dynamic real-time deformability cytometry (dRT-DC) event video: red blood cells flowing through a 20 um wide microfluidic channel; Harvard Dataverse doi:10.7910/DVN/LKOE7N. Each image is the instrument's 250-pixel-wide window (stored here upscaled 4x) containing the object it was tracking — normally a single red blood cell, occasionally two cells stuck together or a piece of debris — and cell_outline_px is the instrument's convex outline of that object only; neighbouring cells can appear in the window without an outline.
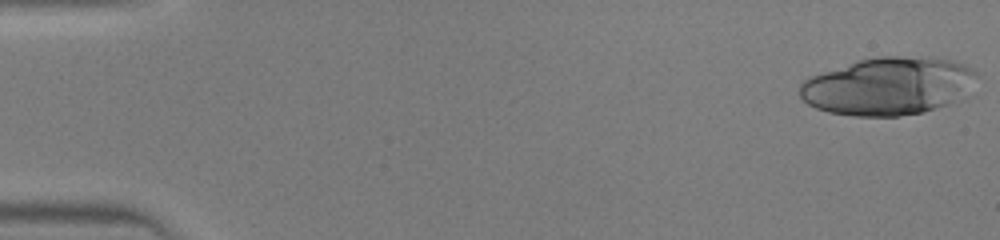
{"species": "human", "species_latin": "Homo sapiens", "temperature_condition": "warm", "stored_images_in_passage": 17, "camera_frame_rate_fps": 3000, "um_per_image_px": 0.085, "donor": {"sex": "male"}, "frame": {"image": 1, "passage_image": 1, "time_ms": 0.0, "image_size_px": [1000, 240], "cell_outline_px": [[976, 72], [968, 96], [964, 100], [920, 112], [896, 116], [852, 116], [828, 112], [816, 108], [808, 104], [800, 96], [800, 84], [808, 76], [856, 60], [880, 56], [932, 56], [952, 60], [964, 64], [972, 68]], "centroid_in_image_um": [75.52, 7.3], "position_along_channel_um": 9.5, "area_um2": 60.34}}
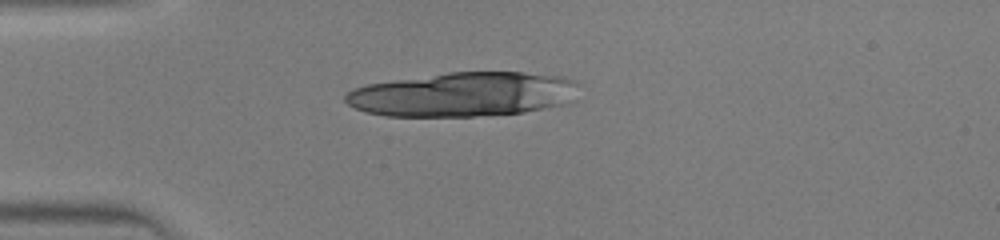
{"frame": {"image": 2, "passage_image": 12, "time_ms": 3.667, "image_size_px": [1000, 240], "cell_outline_px": [[580, 84], [576, 104], [524, 112], [472, 116], [384, 116], [364, 112], [348, 104], [344, 100], [344, 96], [352, 88], [368, 84], [392, 80], [448, 72], [520, 72], [564, 76], [576, 80]], "centroid_in_image_um": [39.5, 8.02], "position_along_channel_um": 45.5, "area_um2": 61.44}}